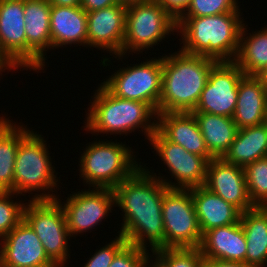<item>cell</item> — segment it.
Instances as JSON below:
<instances>
[{"mask_svg": "<svg viewBox=\"0 0 267 267\" xmlns=\"http://www.w3.org/2000/svg\"><path fill=\"white\" fill-rule=\"evenodd\" d=\"M51 5L56 6H80L81 0H48Z\"/></svg>", "mask_w": 267, "mask_h": 267, "instance_id": "ab89813d", "label": "cell"}, {"mask_svg": "<svg viewBox=\"0 0 267 267\" xmlns=\"http://www.w3.org/2000/svg\"><path fill=\"white\" fill-rule=\"evenodd\" d=\"M193 114L209 153L214 158H223L234 141L238 130L233 118L210 113Z\"/></svg>", "mask_w": 267, "mask_h": 267, "instance_id": "4316f807", "label": "cell"}, {"mask_svg": "<svg viewBox=\"0 0 267 267\" xmlns=\"http://www.w3.org/2000/svg\"><path fill=\"white\" fill-rule=\"evenodd\" d=\"M263 157H267V122L238 129L223 159L244 168Z\"/></svg>", "mask_w": 267, "mask_h": 267, "instance_id": "d4e9b609", "label": "cell"}, {"mask_svg": "<svg viewBox=\"0 0 267 267\" xmlns=\"http://www.w3.org/2000/svg\"><path fill=\"white\" fill-rule=\"evenodd\" d=\"M34 132L31 130L19 143L14 167L13 192L20 196L24 195L23 193L42 191L41 194L35 193L31 200H54L56 195L53 192L56 191L55 187L59 182L56 176L58 173H55V167L52 166L46 140Z\"/></svg>", "mask_w": 267, "mask_h": 267, "instance_id": "8992f818", "label": "cell"}, {"mask_svg": "<svg viewBox=\"0 0 267 267\" xmlns=\"http://www.w3.org/2000/svg\"><path fill=\"white\" fill-rule=\"evenodd\" d=\"M147 168L142 165L113 191L115 205L124 213L122 226L117 233L128 244L145 250L151 246L150 250L154 252L165 248L162 204L168 187Z\"/></svg>", "mask_w": 267, "mask_h": 267, "instance_id": "6da1fadb", "label": "cell"}, {"mask_svg": "<svg viewBox=\"0 0 267 267\" xmlns=\"http://www.w3.org/2000/svg\"><path fill=\"white\" fill-rule=\"evenodd\" d=\"M99 86L94 92L93 102H90L84 130L93 134L102 132L106 136L109 133L127 136L141 128L147 140H150L156 131L157 113L145 102L116 97L102 84Z\"/></svg>", "mask_w": 267, "mask_h": 267, "instance_id": "277c9868", "label": "cell"}, {"mask_svg": "<svg viewBox=\"0 0 267 267\" xmlns=\"http://www.w3.org/2000/svg\"><path fill=\"white\" fill-rule=\"evenodd\" d=\"M177 21L187 10L192 0H157Z\"/></svg>", "mask_w": 267, "mask_h": 267, "instance_id": "e575fe53", "label": "cell"}, {"mask_svg": "<svg viewBox=\"0 0 267 267\" xmlns=\"http://www.w3.org/2000/svg\"><path fill=\"white\" fill-rule=\"evenodd\" d=\"M243 169L252 205L265 208L267 206V157L260 158Z\"/></svg>", "mask_w": 267, "mask_h": 267, "instance_id": "f1b7e54d", "label": "cell"}, {"mask_svg": "<svg viewBox=\"0 0 267 267\" xmlns=\"http://www.w3.org/2000/svg\"><path fill=\"white\" fill-rule=\"evenodd\" d=\"M216 62L181 50L162 56V84L157 114L192 112Z\"/></svg>", "mask_w": 267, "mask_h": 267, "instance_id": "7a4b0ae2", "label": "cell"}, {"mask_svg": "<svg viewBox=\"0 0 267 267\" xmlns=\"http://www.w3.org/2000/svg\"><path fill=\"white\" fill-rule=\"evenodd\" d=\"M0 265L4 267H58L48 257L42 242L24 219L1 239Z\"/></svg>", "mask_w": 267, "mask_h": 267, "instance_id": "5bb4252c", "label": "cell"}, {"mask_svg": "<svg viewBox=\"0 0 267 267\" xmlns=\"http://www.w3.org/2000/svg\"><path fill=\"white\" fill-rule=\"evenodd\" d=\"M116 1L118 4L129 6V5H133L134 3H139V2L146 1V0H116Z\"/></svg>", "mask_w": 267, "mask_h": 267, "instance_id": "b9f144b4", "label": "cell"}, {"mask_svg": "<svg viewBox=\"0 0 267 267\" xmlns=\"http://www.w3.org/2000/svg\"><path fill=\"white\" fill-rule=\"evenodd\" d=\"M191 196L201 233L215 227L235 224L240 221L241 211L206 187L191 188Z\"/></svg>", "mask_w": 267, "mask_h": 267, "instance_id": "603a6c76", "label": "cell"}, {"mask_svg": "<svg viewBox=\"0 0 267 267\" xmlns=\"http://www.w3.org/2000/svg\"><path fill=\"white\" fill-rule=\"evenodd\" d=\"M240 223L247 243L245 264L250 267L267 266V208L255 207L242 212Z\"/></svg>", "mask_w": 267, "mask_h": 267, "instance_id": "cb8c5ba5", "label": "cell"}, {"mask_svg": "<svg viewBox=\"0 0 267 267\" xmlns=\"http://www.w3.org/2000/svg\"><path fill=\"white\" fill-rule=\"evenodd\" d=\"M173 32H177V21L157 0L126 6V30L121 55L113 57L119 60L130 52L150 50L148 48H153Z\"/></svg>", "mask_w": 267, "mask_h": 267, "instance_id": "52a82bcc", "label": "cell"}, {"mask_svg": "<svg viewBox=\"0 0 267 267\" xmlns=\"http://www.w3.org/2000/svg\"><path fill=\"white\" fill-rule=\"evenodd\" d=\"M238 0H192L181 17H205L240 12Z\"/></svg>", "mask_w": 267, "mask_h": 267, "instance_id": "1f68e13d", "label": "cell"}, {"mask_svg": "<svg viewBox=\"0 0 267 267\" xmlns=\"http://www.w3.org/2000/svg\"><path fill=\"white\" fill-rule=\"evenodd\" d=\"M244 75L234 61L216 62L210 70L208 81L192 113L233 117L239 82Z\"/></svg>", "mask_w": 267, "mask_h": 267, "instance_id": "7c38bea8", "label": "cell"}, {"mask_svg": "<svg viewBox=\"0 0 267 267\" xmlns=\"http://www.w3.org/2000/svg\"><path fill=\"white\" fill-rule=\"evenodd\" d=\"M116 97L147 103L156 113L162 84V56L140 64L120 67L101 83Z\"/></svg>", "mask_w": 267, "mask_h": 267, "instance_id": "30bf717a", "label": "cell"}, {"mask_svg": "<svg viewBox=\"0 0 267 267\" xmlns=\"http://www.w3.org/2000/svg\"><path fill=\"white\" fill-rule=\"evenodd\" d=\"M10 70H9V69ZM6 69H8V72L13 70V69H17L11 62L10 60L1 52L0 50V75L2 76V72Z\"/></svg>", "mask_w": 267, "mask_h": 267, "instance_id": "f35d334b", "label": "cell"}, {"mask_svg": "<svg viewBox=\"0 0 267 267\" xmlns=\"http://www.w3.org/2000/svg\"><path fill=\"white\" fill-rule=\"evenodd\" d=\"M156 129L168 140L180 145L186 151L205 157L209 153L198 122L192 112H164L157 114Z\"/></svg>", "mask_w": 267, "mask_h": 267, "instance_id": "d6986e66", "label": "cell"}, {"mask_svg": "<svg viewBox=\"0 0 267 267\" xmlns=\"http://www.w3.org/2000/svg\"><path fill=\"white\" fill-rule=\"evenodd\" d=\"M165 248H199L202 242L190 189L168 188L163 197Z\"/></svg>", "mask_w": 267, "mask_h": 267, "instance_id": "9c48e42d", "label": "cell"}, {"mask_svg": "<svg viewBox=\"0 0 267 267\" xmlns=\"http://www.w3.org/2000/svg\"><path fill=\"white\" fill-rule=\"evenodd\" d=\"M126 30V6L115 4L87 13V46L121 55Z\"/></svg>", "mask_w": 267, "mask_h": 267, "instance_id": "2e32d148", "label": "cell"}, {"mask_svg": "<svg viewBox=\"0 0 267 267\" xmlns=\"http://www.w3.org/2000/svg\"><path fill=\"white\" fill-rule=\"evenodd\" d=\"M14 192H0V239H3L23 220L25 204L14 202Z\"/></svg>", "mask_w": 267, "mask_h": 267, "instance_id": "f546056e", "label": "cell"}, {"mask_svg": "<svg viewBox=\"0 0 267 267\" xmlns=\"http://www.w3.org/2000/svg\"><path fill=\"white\" fill-rule=\"evenodd\" d=\"M202 267H250L242 262L203 259Z\"/></svg>", "mask_w": 267, "mask_h": 267, "instance_id": "8d00e7d4", "label": "cell"}, {"mask_svg": "<svg viewBox=\"0 0 267 267\" xmlns=\"http://www.w3.org/2000/svg\"><path fill=\"white\" fill-rule=\"evenodd\" d=\"M89 143L81 154L79 176L88 187L114 189L132 176L142 165L136 162L132 148L122 142Z\"/></svg>", "mask_w": 267, "mask_h": 267, "instance_id": "5b68a950", "label": "cell"}, {"mask_svg": "<svg viewBox=\"0 0 267 267\" xmlns=\"http://www.w3.org/2000/svg\"><path fill=\"white\" fill-rule=\"evenodd\" d=\"M23 219L34 230L48 257L58 266L65 267L70 258L66 218L60 203L54 200H28ZM69 256V257H68Z\"/></svg>", "mask_w": 267, "mask_h": 267, "instance_id": "ba28073f", "label": "cell"}, {"mask_svg": "<svg viewBox=\"0 0 267 267\" xmlns=\"http://www.w3.org/2000/svg\"><path fill=\"white\" fill-rule=\"evenodd\" d=\"M148 250L126 244L114 257L109 267H144Z\"/></svg>", "mask_w": 267, "mask_h": 267, "instance_id": "836d02e7", "label": "cell"}, {"mask_svg": "<svg viewBox=\"0 0 267 267\" xmlns=\"http://www.w3.org/2000/svg\"><path fill=\"white\" fill-rule=\"evenodd\" d=\"M151 256H153L154 260H151ZM144 267H167V265L155 253L152 252V255L149 253L147 254Z\"/></svg>", "mask_w": 267, "mask_h": 267, "instance_id": "74e56055", "label": "cell"}, {"mask_svg": "<svg viewBox=\"0 0 267 267\" xmlns=\"http://www.w3.org/2000/svg\"><path fill=\"white\" fill-rule=\"evenodd\" d=\"M0 117V192H13L14 167L20 141L30 132L23 125H16Z\"/></svg>", "mask_w": 267, "mask_h": 267, "instance_id": "484cf974", "label": "cell"}, {"mask_svg": "<svg viewBox=\"0 0 267 267\" xmlns=\"http://www.w3.org/2000/svg\"><path fill=\"white\" fill-rule=\"evenodd\" d=\"M24 26V0H0V50L17 70L27 71Z\"/></svg>", "mask_w": 267, "mask_h": 267, "instance_id": "ac0fdd59", "label": "cell"}, {"mask_svg": "<svg viewBox=\"0 0 267 267\" xmlns=\"http://www.w3.org/2000/svg\"><path fill=\"white\" fill-rule=\"evenodd\" d=\"M118 4L116 0H81V7L86 13Z\"/></svg>", "mask_w": 267, "mask_h": 267, "instance_id": "d590c367", "label": "cell"}, {"mask_svg": "<svg viewBox=\"0 0 267 267\" xmlns=\"http://www.w3.org/2000/svg\"><path fill=\"white\" fill-rule=\"evenodd\" d=\"M204 187L241 212L255 208L248 194L244 169L227 163L223 158H213L208 162Z\"/></svg>", "mask_w": 267, "mask_h": 267, "instance_id": "e0dca14e", "label": "cell"}, {"mask_svg": "<svg viewBox=\"0 0 267 267\" xmlns=\"http://www.w3.org/2000/svg\"><path fill=\"white\" fill-rule=\"evenodd\" d=\"M167 267H202L199 248H164L154 251Z\"/></svg>", "mask_w": 267, "mask_h": 267, "instance_id": "4dcf8cb0", "label": "cell"}, {"mask_svg": "<svg viewBox=\"0 0 267 267\" xmlns=\"http://www.w3.org/2000/svg\"><path fill=\"white\" fill-rule=\"evenodd\" d=\"M127 244V240L118 234L114 240L97 250L84 267H109L116 254Z\"/></svg>", "mask_w": 267, "mask_h": 267, "instance_id": "d6a6232c", "label": "cell"}, {"mask_svg": "<svg viewBox=\"0 0 267 267\" xmlns=\"http://www.w3.org/2000/svg\"><path fill=\"white\" fill-rule=\"evenodd\" d=\"M267 92V66L256 75Z\"/></svg>", "mask_w": 267, "mask_h": 267, "instance_id": "60d3db41", "label": "cell"}, {"mask_svg": "<svg viewBox=\"0 0 267 267\" xmlns=\"http://www.w3.org/2000/svg\"><path fill=\"white\" fill-rule=\"evenodd\" d=\"M246 30L245 23H243L239 50L234 62L245 75L256 76L267 66V28L252 31L253 34L249 33V36Z\"/></svg>", "mask_w": 267, "mask_h": 267, "instance_id": "83f0119b", "label": "cell"}, {"mask_svg": "<svg viewBox=\"0 0 267 267\" xmlns=\"http://www.w3.org/2000/svg\"><path fill=\"white\" fill-rule=\"evenodd\" d=\"M240 16V12H227L205 17H180L177 34L181 33V51L217 62L234 61L244 22Z\"/></svg>", "mask_w": 267, "mask_h": 267, "instance_id": "3957f363", "label": "cell"}, {"mask_svg": "<svg viewBox=\"0 0 267 267\" xmlns=\"http://www.w3.org/2000/svg\"><path fill=\"white\" fill-rule=\"evenodd\" d=\"M69 196L65 203L58 198L59 195L56 200L64 211L70 237L73 235L75 237L78 233L84 234L94 229L93 227L98 223L100 225L101 221L108 216L107 213H112L111 208L115 205V193L112 189L88 188Z\"/></svg>", "mask_w": 267, "mask_h": 267, "instance_id": "4fadbf2b", "label": "cell"}, {"mask_svg": "<svg viewBox=\"0 0 267 267\" xmlns=\"http://www.w3.org/2000/svg\"><path fill=\"white\" fill-rule=\"evenodd\" d=\"M150 144L167 166L172 178L177 183L166 180L163 176H156L168 188L190 189L205 185L208 160L197 154L186 151L183 147L168 141L157 129L150 137ZM177 184V185H176Z\"/></svg>", "mask_w": 267, "mask_h": 267, "instance_id": "8fae6325", "label": "cell"}, {"mask_svg": "<svg viewBox=\"0 0 267 267\" xmlns=\"http://www.w3.org/2000/svg\"><path fill=\"white\" fill-rule=\"evenodd\" d=\"M50 11L48 0H24L27 70L39 72L45 68L46 51L52 49Z\"/></svg>", "mask_w": 267, "mask_h": 267, "instance_id": "9a60e30c", "label": "cell"}, {"mask_svg": "<svg viewBox=\"0 0 267 267\" xmlns=\"http://www.w3.org/2000/svg\"><path fill=\"white\" fill-rule=\"evenodd\" d=\"M247 243L240 221L215 227L203 234L200 251L203 258L245 264Z\"/></svg>", "mask_w": 267, "mask_h": 267, "instance_id": "ffe728a7", "label": "cell"}, {"mask_svg": "<svg viewBox=\"0 0 267 267\" xmlns=\"http://www.w3.org/2000/svg\"><path fill=\"white\" fill-rule=\"evenodd\" d=\"M233 121L238 129L267 122V92L255 75H244L238 86Z\"/></svg>", "mask_w": 267, "mask_h": 267, "instance_id": "44dd1931", "label": "cell"}, {"mask_svg": "<svg viewBox=\"0 0 267 267\" xmlns=\"http://www.w3.org/2000/svg\"><path fill=\"white\" fill-rule=\"evenodd\" d=\"M52 49L67 45L87 47V13L81 6L51 5Z\"/></svg>", "mask_w": 267, "mask_h": 267, "instance_id": "7402d4cb", "label": "cell"}]
</instances>
